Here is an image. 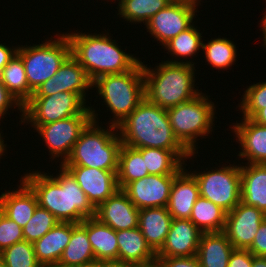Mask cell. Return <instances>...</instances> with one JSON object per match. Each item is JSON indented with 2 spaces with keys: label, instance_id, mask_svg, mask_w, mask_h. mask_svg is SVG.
Listing matches in <instances>:
<instances>
[{
  "label": "cell",
  "instance_id": "cell-1",
  "mask_svg": "<svg viewBox=\"0 0 266 267\" xmlns=\"http://www.w3.org/2000/svg\"><path fill=\"white\" fill-rule=\"evenodd\" d=\"M60 169L57 176L32 171L24 174L22 179L36 194L38 205L47 209L59 222L79 224L86 218L94 217L95 207L76 179L63 165Z\"/></svg>",
  "mask_w": 266,
  "mask_h": 267
},
{
  "label": "cell",
  "instance_id": "cell-42",
  "mask_svg": "<svg viewBox=\"0 0 266 267\" xmlns=\"http://www.w3.org/2000/svg\"><path fill=\"white\" fill-rule=\"evenodd\" d=\"M17 108L21 112V123L23 121V107L16 101V99L9 93L8 89L0 81V119L4 116L8 109ZM16 106V107H15Z\"/></svg>",
  "mask_w": 266,
  "mask_h": 267
},
{
  "label": "cell",
  "instance_id": "cell-41",
  "mask_svg": "<svg viewBox=\"0 0 266 267\" xmlns=\"http://www.w3.org/2000/svg\"><path fill=\"white\" fill-rule=\"evenodd\" d=\"M248 250L254 256L266 257V218L262 221Z\"/></svg>",
  "mask_w": 266,
  "mask_h": 267
},
{
  "label": "cell",
  "instance_id": "cell-28",
  "mask_svg": "<svg viewBox=\"0 0 266 267\" xmlns=\"http://www.w3.org/2000/svg\"><path fill=\"white\" fill-rule=\"evenodd\" d=\"M233 250L234 247L223 231L203 233L196 256L201 267H228Z\"/></svg>",
  "mask_w": 266,
  "mask_h": 267
},
{
  "label": "cell",
  "instance_id": "cell-13",
  "mask_svg": "<svg viewBox=\"0 0 266 267\" xmlns=\"http://www.w3.org/2000/svg\"><path fill=\"white\" fill-rule=\"evenodd\" d=\"M266 214L254 206L239 202L226 214L223 232L234 249H248Z\"/></svg>",
  "mask_w": 266,
  "mask_h": 267
},
{
  "label": "cell",
  "instance_id": "cell-7",
  "mask_svg": "<svg viewBox=\"0 0 266 267\" xmlns=\"http://www.w3.org/2000/svg\"><path fill=\"white\" fill-rule=\"evenodd\" d=\"M202 92L193 99L166 109L178 141L190 152L196 151V139L208 136L215 117V105Z\"/></svg>",
  "mask_w": 266,
  "mask_h": 267
},
{
  "label": "cell",
  "instance_id": "cell-15",
  "mask_svg": "<svg viewBox=\"0 0 266 267\" xmlns=\"http://www.w3.org/2000/svg\"><path fill=\"white\" fill-rule=\"evenodd\" d=\"M177 175H151L128 183L122 191L136 208L167 207L170 189Z\"/></svg>",
  "mask_w": 266,
  "mask_h": 267
},
{
  "label": "cell",
  "instance_id": "cell-16",
  "mask_svg": "<svg viewBox=\"0 0 266 267\" xmlns=\"http://www.w3.org/2000/svg\"><path fill=\"white\" fill-rule=\"evenodd\" d=\"M96 208L118 190L117 171H109L84 166H64Z\"/></svg>",
  "mask_w": 266,
  "mask_h": 267
},
{
  "label": "cell",
  "instance_id": "cell-45",
  "mask_svg": "<svg viewBox=\"0 0 266 267\" xmlns=\"http://www.w3.org/2000/svg\"><path fill=\"white\" fill-rule=\"evenodd\" d=\"M252 121L260 124V125H263V126H266V108H263L261 110H259L252 118H251Z\"/></svg>",
  "mask_w": 266,
  "mask_h": 267
},
{
  "label": "cell",
  "instance_id": "cell-46",
  "mask_svg": "<svg viewBox=\"0 0 266 267\" xmlns=\"http://www.w3.org/2000/svg\"><path fill=\"white\" fill-rule=\"evenodd\" d=\"M117 264L113 262L108 261H94L91 263H88L87 265L83 267H115Z\"/></svg>",
  "mask_w": 266,
  "mask_h": 267
},
{
  "label": "cell",
  "instance_id": "cell-34",
  "mask_svg": "<svg viewBox=\"0 0 266 267\" xmlns=\"http://www.w3.org/2000/svg\"><path fill=\"white\" fill-rule=\"evenodd\" d=\"M204 58L215 69H228L236 61L237 50L235 44L227 38H216L202 43Z\"/></svg>",
  "mask_w": 266,
  "mask_h": 267
},
{
  "label": "cell",
  "instance_id": "cell-32",
  "mask_svg": "<svg viewBox=\"0 0 266 267\" xmlns=\"http://www.w3.org/2000/svg\"><path fill=\"white\" fill-rule=\"evenodd\" d=\"M145 160L151 175H178L183 169V162L173 151L157 148H137Z\"/></svg>",
  "mask_w": 266,
  "mask_h": 267
},
{
  "label": "cell",
  "instance_id": "cell-29",
  "mask_svg": "<svg viewBox=\"0 0 266 267\" xmlns=\"http://www.w3.org/2000/svg\"><path fill=\"white\" fill-rule=\"evenodd\" d=\"M226 214L220 206L200 196L193 205L189 220L203 233L221 232Z\"/></svg>",
  "mask_w": 266,
  "mask_h": 267
},
{
  "label": "cell",
  "instance_id": "cell-24",
  "mask_svg": "<svg viewBox=\"0 0 266 267\" xmlns=\"http://www.w3.org/2000/svg\"><path fill=\"white\" fill-rule=\"evenodd\" d=\"M71 238V222H59L33 243L37 262L41 266L58 265Z\"/></svg>",
  "mask_w": 266,
  "mask_h": 267
},
{
  "label": "cell",
  "instance_id": "cell-52",
  "mask_svg": "<svg viewBox=\"0 0 266 267\" xmlns=\"http://www.w3.org/2000/svg\"><path fill=\"white\" fill-rule=\"evenodd\" d=\"M188 1L191 2V3H194L196 5H198L201 0L200 1L199 0H188Z\"/></svg>",
  "mask_w": 266,
  "mask_h": 267
},
{
  "label": "cell",
  "instance_id": "cell-22",
  "mask_svg": "<svg viewBox=\"0 0 266 267\" xmlns=\"http://www.w3.org/2000/svg\"><path fill=\"white\" fill-rule=\"evenodd\" d=\"M118 265H143L157 260L139 227L116 231Z\"/></svg>",
  "mask_w": 266,
  "mask_h": 267
},
{
  "label": "cell",
  "instance_id": "cell-17",
  "mask_svg": "<svg viewBox=\"0 0 266 267\" xmlns=\"http://www.w3.org/2000/svg\"><path fill=\"white\" fill-rule=\"evenodd\" d=\"M95 218L115 231L138 227L139 209L119 189L95 208Z\"/></svg>",
  "mask_w": 266,
  "mask_h": 267
},
{
  "label": "cell",
  "instance_id": "cell-2",
  "mask_svg": "<svg viewBox=\"0 0 266 267\" xmlns=\"http://www.w3.org/2000/svg\"><path fill=\"white\" fill-rule=\"evenodd\" d=\"M117 128L122 144L127 146L170 150L183 162L195 156L175 137L166 109L146 98Z\"/></svg>",
  "mask_w": 266,
  "mask_h": 267
},
{
  "label": "cell",
  "instance_id": "cell-50",
  "mask_svg": "<svg viewBox=\"0 0 266 267\" xmlns=\"http://www.w3.org/2000/svg\"><path fill=\"white\" fill-rule=\"evenodd\" d=\"M5 150H6V144H4V140L2 139L1 132H0V156L4 155Z\"/></svg>",
  "mask_w": 266,
  "mask_h": 267
},
{
  "label": "cell",
  "instance_id": "cell-25",
  "mask_svg": "<svg viewBox=\"0 0 266 267\" xmlns=\"http://www.w3.org/2000/svg\"><path fill=\"white\" fill-rule=\"evenodd\" d=\"M246 165L240 166L241 202L266 214V164Z\"/></svg>",
  "mask_w": 266,
  "mask_h": 267
},
{
  "label": "cell",
  "instance_id": "cell-23",
  "mask_svg": "<svg viewBox=\"0 0 266 267\" xmlns=\"http://www.w3.org/2000/svg\"><path fill=\"white\" fill-rule=\"evenodd\" d=\"M172 220L167 207H151L139 210L138 227L155 253L163 246Z\"/></svg>",
  "mask_w": 266,
  "mask_h": 267
},
{
  "label": "cell",
  "instance_id": "cell-33",
  "mask_svg": "<svg viewBox=\"0 0 266 267\" xmlns=\"http://www.w3.org/2000/svg\"><path fill=\"white\" fill-rule=\"evenodd\" d=\"M117 15L134 23H147L152 16L165 8L173 0H118Z\"/></svg>",
  "mask_w": 266,
  "mask_h": 267
},
{
  "label": "cell",
  "instance_id": "cell-5",
  "mask_svg": "<svg viewBox=\"0 0 266 267\" xmlns=\"http://www.w3.org/2000/svg\"><path fill=\"white\" fill-rule=\"evenodd\" d=\"M89 108L92 121L81 132L71 155L62 165L118 171L119 152L122 146L120 135L117 133L118 128L111 124L107 130L99 127L96 120L98 114L94 108L90 106Z\"/></svg>",
  "mask_w": 266,
  "mask_h": 267
},
{
  "label": "cell",
  "instance_id": "cell-44",
  "mask_svg": "<svg viewBox=\"0 0 266 267\" xmlns=\"http://www.w3.org/2000/svg\"><path fill=\"white\" fill-rule=\"evenodd\" d=\"M17 49V46L12 49L2 43L0 44V72L17 53Z\"/></svg>",
  "mask_w": 266,
  "mask_h": 267
},
{
  "label": "cell",
  "instance_id": "cell-26",
  "mask_svg": "<svg viewBox=\"0 0 266 267\" xmlns=\"http://www.w3.org/2000/svg\"><path fill=\"white\" fill-rule=\"evenodd\" d=\"M95 261L87 237V218L81 223L71 222V238L58 262L59 267H83Z\"/></svg>",
  "mask_w": 266,
  "mask_h": 267
},
{
  "label": "cell",
  "instance_id": "cell-36",
  "mask_svg": "<svg viewBox=\"0 0 266 267\" xmlns=\"http://www.w3.org/2000/svg\"><path fill=\"white\" fill-rule=\"evenodd\" d=\"M0 259L7 267H41L37 262L33 244L23 240L0 252Z\"/></svg>",
  "mask_w": 266,
  "mask_h": 267
},
{
  "label": "cell",
  "instance_id": "cell-51",
  "mask_svg": "<svg viewBox=\"0 0 266 267\" xmlns=\"http://www.w3.org/2000/svg\"><path fill=\"white\" fill-rule=\"evenodd\" d=\"M115 267H138L137 265H116Z\"/></svg>",
  "mask_w": 266,
  "mask_h": 267
},
{
  "label": "cell",
  "instance_id": "cell-54",
  "mask_svg": "<svg viewBox=\"0 0 266 267\" xmlns=\"http://www.w3.org/2000/svg\"><path fill=\"white\" fill-rule=\"evenodd\" d=\"M41 267H59L57 265H51V266H41Z\"/></svg>",
  "mask_w": 266,
  "mask_h": 267
},
{
  "label": "cell",
  "instance_id": "cell-4",
  "mask_svg": "<svg viewBox=\"0 0 266 267\" xmlns=\"http://www.w3.org/2000/svg\"><path fill=\"white\" fill-rule=\"evenodd\" d=\"M178 60L162 61L155 69L148 68L143 63L145 98L150 103L168 109L201 93L194 86V63Z\"/></svg>",
  "mask_w": 266,
  "mask_h": 267
},
{
  "label": "cell",
  "instance_id": "cell-19",
  "mask_svg": "<svg viewBox=\"0 0 266 267\" xmlns=\"http://www.w3.org/2000/svg\"><path fill=\"white\" fill-rule=\"evenodd\" d=\"M232 131L242 147L239 157L248 164H266V126L244 117L241 123H234Z\"/></svg>",
  "mask_w": 266,
  "mask_h": 267
},
{
  "label": "cell",
  "instance_id": "cell-8",
  "mask_svg": "<svg viewBox=\"0 0 266 267\" xmlns=\"http://www.w3.org/2000/svg\"><path fill=\"white\" fill-rule=\"evenodd\" d=\"M60 36V37H59ZM43 44L21 45L17 54L21 57L29 85V100L39 86L53 77L64 61L71 55V46L66 33ZM26 46V47H25Z\"/></svg>",
  "mask_w": 266,
  "mask_h": 267
},
{
  "label": "cell",
  "instance_id": "cell-39",
  "mask_svg": "<svg viewBox=\"0 0 266 267\" xmlns=\"http://www.w3.org/2000/svg\"><path fill=\"white\" fill-rule=\"evenodd\" d=\"M23 240L22 227L0 212V252Z\"/></svg>",
  "mask_w": 266,
  "mask_h": 267
},
{
  "label": "cell",
  "instance_id": "cell-40",
  "mask_svg": "<svg viewBox=\"0 0 266 267\" xmlns=\"http://www.w3.org/2000/svg\"><path fill=\"white\" fill-rule=\"evenodd\" d=\"M163 267H201L196 255L180 257H157Z\"/></svg>",
  "mask_w": 266,
  "mask_h": 267
},
{
  "label": "cell",
  "instance_id": "cell-53",
  "mask_svg": "<svg viewBox=\"0 0 266 267\" xmlns=\"http://www.w3.org/2000/svg\"><path fill=\"white\" fill-rule=\"evenodd\" d=\"M0 267H7L4 263H3V261L0 259Z\"/></svg>",
  "mask_w": 266,
  "mask_h": 267
},
{
  "label": "cell",
  "instance_id": "cell-48",
  "mask_svg": "<svg viewBox=\"0 0 266 267\" xmlns=\"http://www.w3.org/2000/svg\"><path fill=\"white\" fill-rule=\"evenodd\" d=\"M261 26H262V32H263V46L266 47V13L264 14V17L262 18V21H261Z\"/></svg>",
  "mask_w": 266,
  "mask_h": 267
},
{
  "label": "cell",
  "instance_id": "cell-21",
  "mask_svg": "<svg viewBox=\"0 0 266 267\" xmlns=\"http://www.w3.org/2000/svg\"><path fill=\"white\" fill-rule=\"evenodd\" d=\"M37 206L36 194L22 177L18 189L8 190L0 196L1 212L22 228L31 219Z\"/></svg>",
  "mask_w": 266,
  "mask_h": 267
},
{
  "label": "cell",
  "instance_id": "cell-14",
  "mask_svg": "<svg viewBox=\"0 0 266 267\" xmlns=\"http://www.w3.org/2000/svg\"><path fill=\"white\" fill-rule=\"evenodd\" d=\"M92 84L83 66L70 55L56 74L42 83L31 97H46L59 92H71L79 94L86 100L85 92L93 88Z\"/></svg>",
  "mask_w": 266,
  "mask_h": 267
},
{
  "label": "cell",
  "instance_id": "cell-31",
  "mask_svg": "<svg viewBox=\"0 0 266 267\" xmlns=\"http://www.w3.org/2000/svg\"><path fill=\"white\" fill-rule=\"evenodd\" d=\"M145 160L137 149L122 144L119 152L117 181L119 189H123L128 183L148 176Z\"/></svg>",
  "mask_w": 266,
  "mask_h": 267
},
{
  "label": "cell",
  "instance_id": "cell-12",
  "mask_svg": "<svg viewBox=\"0 0 266 267\" xmlns=\"http://www.w3.org/2000/svg\"><path fill=\"white\" fill-rule=\"evenodd\" d=\"M197 6L188 0H173L144 24L147 32L164 46L194 23Z\"/></svg>",
  "mask_w": 266,
  "mask_h": 267
},
{
  "label": "cell",
  "instance_id": "cell-9",
  "mask_svg": "<svg viewBox=\"0 0 266 267\" xmlns=\"http://www.w3.org/2000/svg\"><path fill=\"white\" fill-rule=\"evenodd\" d=\"M85 101L79 94L71 92H59L46 97H31L23 106L22 123L43 125L75 115H91L90 108L86 106Z\"/></svg>",
  "mask_w": 266,
  "mask_h": 267
},
{
  "label": "cell",
  "instance_id": "cell-47",
  "mask_svg": "<svg viewBox=\"0 0 266 267\" xmlns=\"http://www.w3.org/2000/svg\"><path fill=\"white\" fill-rule=\"evenodd\" d=\"M252 267H266V257H259L253 255Z\"/></svg>",
  "mask_w": 266,
  "mask_h": 267
},
{
  "label": "cell",
  "instance_id": "cell-35",
  "mask_svg": "<svg viewBox=\"0 0 266 267\" xmlns=\"http://www.w3.org/2000/svg\"><path fill=\"white\" fill-rule=\"evenodd\" d=\"M201 35L200 31L192 24L189 28L168 41L164 47L172 56H180L181 58L192 57L202 48L204 41L201 39Z\"/></svg>",
  "mask_w": 266,
  "mask_h": 267
},
{
  "label": "cell",
  "instance_id": "cell-30",
  "mask_svg": "<svg viewBox=\"0 0 266 267\" xmlns=\"http://www.w3.org/2000/svg\"><path fill=\"white\" fill-rule=\"evenodd\" d=\"M0 81L22 107L29 101L25 67L17 53L0 72Z\"/></svg>",
  "mask_w": 266,
  "mask_h": 267
},
{
  "label": "cell",
  "instance_id": "cell-49",
  "mask_svg": "<svg viewBox=\"0 0 266 267\" xmlns=\"http://www.w3.org/2000/svg\"><path fill=\"white\" fill-rule=\"evenodd\" d=\"M138 267H163L158 260H155L151 263L138 265Z\"/></svg>",
  "mask_w": 266,
  "mask_h": 267
},
{
  "label": "cell",
  "instance_id": "cell-3",
  "mask_svg": "<svg viewBox=\"0 0 266 267\" xmlns=\"http://www.w3.org/2000/svg\"><path fill=\"white\" fill-rule=\"evenodd\" d=\"M71 55L83 66L93 82L106 74H120L134 69L141 61L119 48L107 34L67 33Z\"/></svg>",
  "mask_w": 266,
  "mask_h": 267
},
{
  "label": "cell",
  "instance_id": "cell-38",
  "mask_svg": "<svg viewBox=\"0 0 266 267\" xmlns=\"http://www.w3.org/2000/svg\"><path fill=\"white\" fill-rule=\"evenodd\" d=\"M244 93L239 107L243 117L251 119L259 110L266 108V81L248 86Z\"/></svg>",
  "mask_w": 266,
  "mask_h": 267
},
{
  "label": "cell",
  "instance_id": "cell-43",
  "mask_svg": "<svg viewBox=\"0 0 266 267\" xmlns=\"http://www.w3.org/2000/svg\"><path fill=\"white\" fill-rule=\"evenodd\" d=\"M253 254L248 249H234L229 257L228 267H252Z\"/></svg>",
  "mask_w": 266,
  "mask_h": 267
},
{
  "label": "cell",
  "instance_id": "cell-11",
  "mask_svg": "<svg viewBox=\"0 0 266 267\" xmlns=\"http://www.w3.org/2000/svg\"><path fill=\"white\" fill-rule=\"evenodd\" d=\"M92 121V115H75L43 125H32L36 132L44 139L45 144L52 155L62 159L61 165L71 155L74 144L79 139L81 132ZM55 156V157H54Z\"/></svg>",
  "mask_w": 266,
  "mask_h": 267
},
{
  "label": "cell",
  "instance_id": "cell-27",
  "mask_svg": "<svg viewBox=\"0 0 266 267\" xmlns=\"http://www.w3.org/2000/svg\"><path fill=\"white\" fill-rule=\"evenodd\" d=\"M87 237L95 255V261L118 264L116 231L95 217L87 218Z\"/></svg>",
  "mask_w": 266,
  "mask_h": 267
},
{
  "label": "cell",
  "instance_id": "cell-37",
  "mask_svg": "<svg viewBox=\"0 0 266 267\" xmlns=\"http://www.w3.org/2000/svg\"><path fill=\"white\" fill-rule=\"evenodd\" d=\"M58 223L59 220L53 214L38 205L31 219L22 228L24 240L33 244Z\"/></svg>",
  "mask_w": 266,
  "mask_h": 267
},
{
  "label": "cell",
  "instance_id": "cell-18",
  "mask_svg": "<svg viewBox=\"0 0 266 267\" xmlns=\"http://www.w3.org/2000/svg\"><path fill=\"white\" fill-rule=\"evenodd\" d=\"M202 234L189 219H173L165 242L156 257L197 255Z\"/></svg>",
  "mask_w": 266,
  "mask_h": 267
},
{
  "label": "cell",
  "instance_id": "cell-10",
  "mask_svg": "<svg viewBox=\"0 0 266 267\" xmlns=\"http://www.w3.org/2000/svg\"><path fill=\"white\" fill-rule=\"evenodd\" d=\"M208 172H191L198 182L200 196L230 212L241 201L240 165L221 166Z\"/></svg>",
  "mask_w": 266,
  "mask_h": 267
},
{
  "label": "cell",
  "instance_id": "cell-6",
  "mask_svg": "<svg viewBox=\"0 0 266 267\" xmlns=\"http://www.w3.org/2000/svg\"><path fill=\"white\" fill-rule=\"evenodd\" d=\"M92 87L114 115L110 124L117 127L145 99L143 62L124 73L100 76Z\"/></svg>",
  "mask_w": 266,
  "mask_h": 267
},
{
  "label": "cell",
  "instance_id": "cell-20",
  "mask_svg": "<svg viewBox=\"0 0 266 267\" xmlns=\"http://www.w3.org/2000/svg\"><path fill=\"white\" fill-rule=\"evenodd\" d=\"M200 197L198 182L185 168L174 178L167 210L173 219H189L193 205Z\"/></svg>",
  "mask_w": 266,
  "mask_h": 267
}]
</instances>
